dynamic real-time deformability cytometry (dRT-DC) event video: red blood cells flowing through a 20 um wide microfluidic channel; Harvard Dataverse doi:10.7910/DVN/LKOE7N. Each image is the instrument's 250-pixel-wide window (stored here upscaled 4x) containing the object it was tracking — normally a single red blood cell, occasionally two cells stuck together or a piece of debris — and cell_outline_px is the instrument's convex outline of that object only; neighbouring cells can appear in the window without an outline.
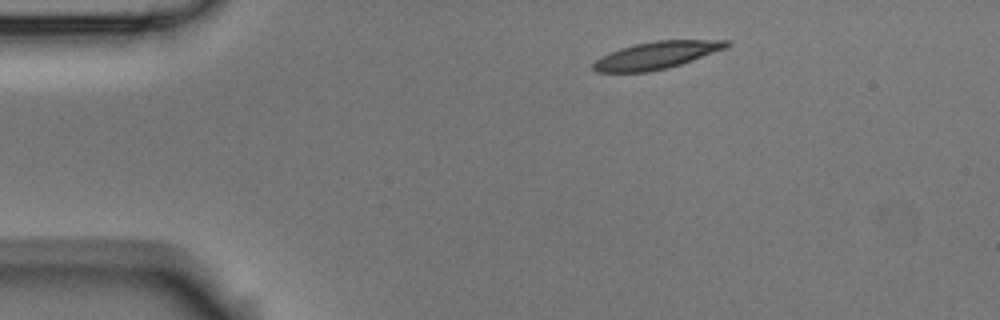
{"species": "Egyptian fruit bat (a non-hibernating species)", "species_latin": "Rousettus aegyptiacus", "temperature_condition": "room temperature", "stored_images_in_passage": 4, "camera_frame_rate_fps": 3000, "um_per_image_px": 0.085, "animal": {"sex": "male"}, "frame": {"image": 1, "passage_image": 1, "time_ms": 0.0, "image_size_px": [1000, 320], "cell_outline_px": [[732, 44], [728, 48], [668, 68], [648, 72], [596, 72], [592, 68], [592, 64], [600, 56], [608, 52], [620, 48], [636, 44], [656, 40], [732, 40]], "centroid_in_image_um": [55.82, 4.69], "position_along_channel_um": 29.2, "area_um2": 21.39}}
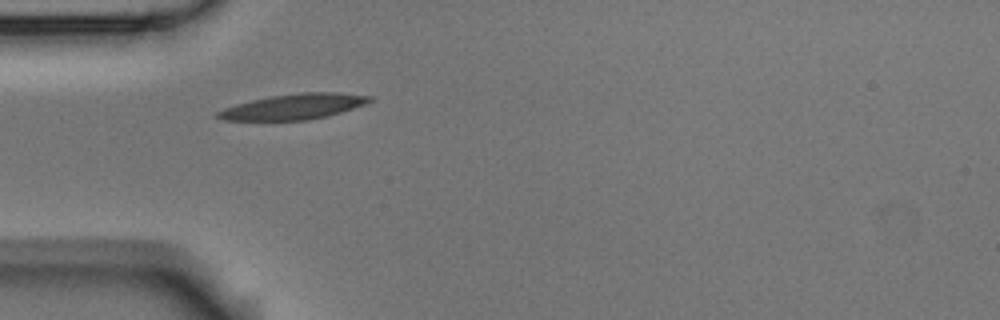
{"frame": {"image": 2, "passage_image": 3, "time_ms": 2.333, "image_size_px": [1000, 320], "cell_outline_px": [[376, 100], [328, 116], [308, 120], [224, 120], [216, 116], [216, 112], [224, 108], [236, 104], [268, 96], [300, 92], [340, 92], [372, 96]], "centroid_in_image_um": [25.0, 9.05], "position_along_channel_um": 60.0, "area_um2": 22.6}}
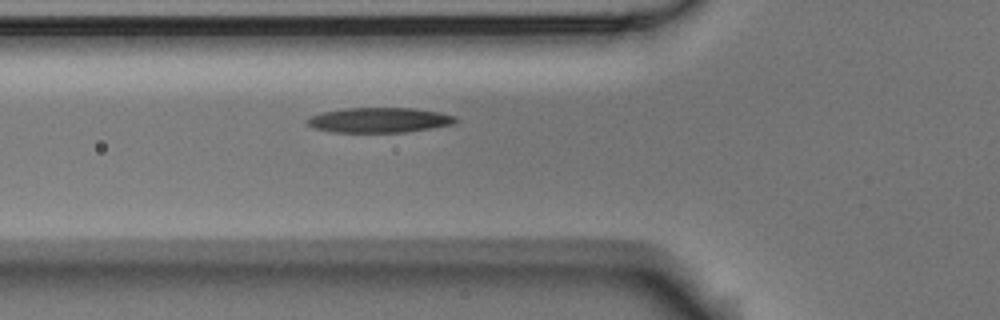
{"frame": {"image": 3, "passage_image": 4, "time_ms": 3.333, "image_size_px": [1000, 320], "cell_outline_px": [[456, 120], [452, 124], [404, 132], [332, 132], [312, 128], [308, 124], [308, 120], [312, 116], [320, 112], [344, 108], [412, 108], [440, 112], [456, 116]], "centroid_in_image_um": [32.2, 10.2], "position_along_channel_um": 93.6, "area_um2": 21.44}}